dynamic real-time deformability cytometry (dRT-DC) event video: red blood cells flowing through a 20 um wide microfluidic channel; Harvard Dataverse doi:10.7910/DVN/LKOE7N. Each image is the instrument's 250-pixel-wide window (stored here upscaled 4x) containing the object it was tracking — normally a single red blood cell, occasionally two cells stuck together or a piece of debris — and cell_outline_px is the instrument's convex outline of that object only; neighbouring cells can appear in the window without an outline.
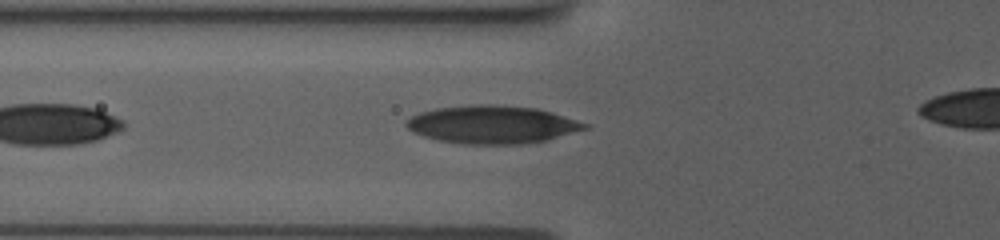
{"species": "human", "species_latin": "Homo sapiens", "temperature_condition": "room temperature", "stored_images_in_passage": 34, "camera_frame_rate_fps": 3000, "um_per_image_px": 0.085, "donor": {"sex": "female"}, "frame": {"image": 1, "passage_image": 5, "time_ms": 1.333, "image_size_px": [1000, 240], "cell_outline_px": [[588, 128], [548, 140], [524, 144], [464, 144], [440, 140], [424, 136], [412, 132], [404, 124], [412, 116], [420, 112], [436, 108], [476, 104], [496, 104], [536, 108], [552, 112], [588, 124]], "centroid_in_image_um": [41.84, 10.58], "position_along_channel_um": 84.0, "area_um2": 39.42}}
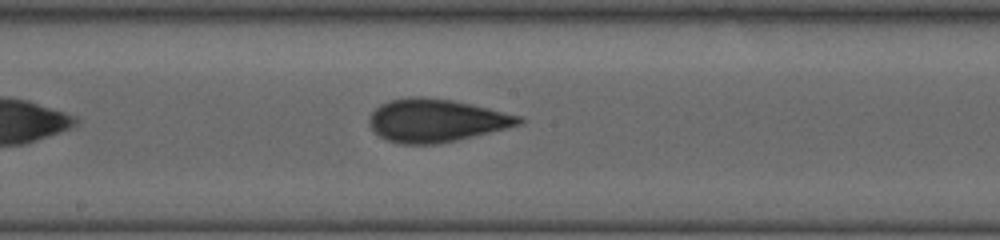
{"frame": {"image": 2, "passage_image": 15, "time_ms": 4.667, "image_size_px": [1000, 240], "cell_outline_px": [[524, 120], [520, 124], [440, 144], [396, 144], [380, 136], [368, 124], [368, 116], [380, 104], [392, 100], [408, 96], [424, 96], [452, 100], [472, 104], [520, 116]], "centroid_in_image_um": [37.01, 10.23], "position_along_channel_um": 211.2, "area_um2": 37.28}}
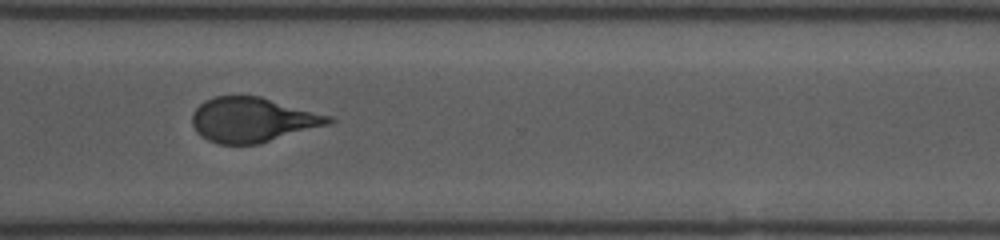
{"frame": {"image": 3, "passage_image": 26, "time_ms": 8.333, "image_size_px": [1000, 240], "cell_outline_px": [[336, 120], [328, 124], [260, 144], [216, 144], [200, 136], [196, 132], [192, 124], [192, 112], [204, 100], [216, 96], [260, 96], [332, 116]], "centroid_in_image_um": [21.45, 10.19], "position_along_channel_um": 349.2, "area_um2": 35.66}}